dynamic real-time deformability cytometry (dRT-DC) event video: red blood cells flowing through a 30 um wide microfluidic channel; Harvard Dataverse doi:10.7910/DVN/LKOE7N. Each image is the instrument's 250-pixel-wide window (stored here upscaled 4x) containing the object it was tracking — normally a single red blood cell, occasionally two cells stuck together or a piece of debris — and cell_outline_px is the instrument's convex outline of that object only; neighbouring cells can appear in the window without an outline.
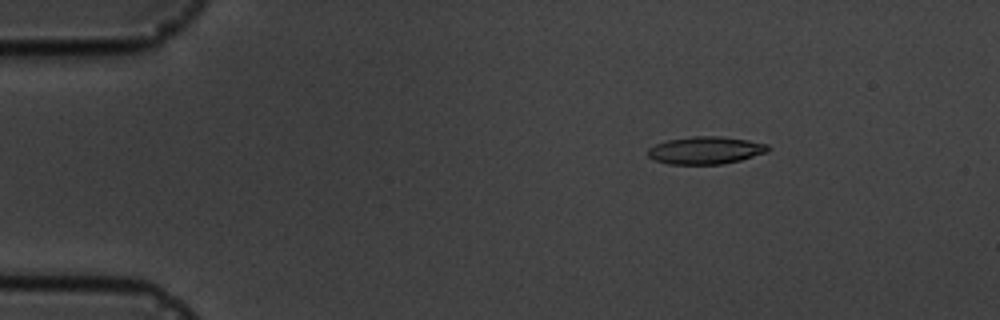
{"species": "common noctule bat (a hibernating species)", "species_latin": "Nyctalus noctula", "temperature_condition": "cold", "stored_images_in_passage": 3, "camera_frame_rate_fps": 3000, "um_per_image_px": 0.085, "animal": {"sex": "male", "body_mass_g": 19.5, "forearm_length_mm": 54.6}, "frame": {"image": 1, "passage_image": 1, "time_ms": 0.0, "image_size_px": [1000, 320], "cell_outline_px": [[772, 148], [768, 152], [740, 160], [720, 164], [668, 164], [652, 160], [648, 156], [648, 148], [656, 144], [668, 140], [692, 136], [720, 136], [748, 140], [768, 144]], "centroid_in_image_um": [59.98, 12.77], "position_along_channel_um": 25.0, "area_um2": 19.36}}